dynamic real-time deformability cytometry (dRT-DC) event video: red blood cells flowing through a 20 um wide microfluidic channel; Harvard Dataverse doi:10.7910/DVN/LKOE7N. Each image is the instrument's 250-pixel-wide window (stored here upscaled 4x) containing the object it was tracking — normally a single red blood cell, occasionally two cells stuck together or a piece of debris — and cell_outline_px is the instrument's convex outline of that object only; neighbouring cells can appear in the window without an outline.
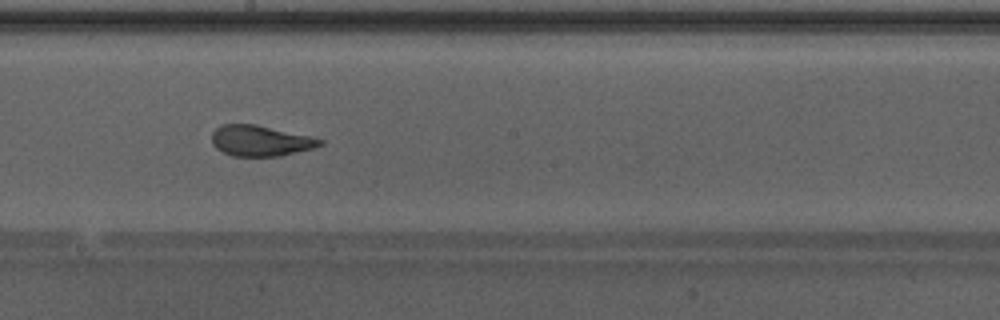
{"species": "Egyptian fruit bat (a non-hibernating species)", "species_latin": "Rousettus aegyptiacus", "temperature_condition": "warm", "stored_images_in_passage": 38, "camera_frame_rate_fps": 3000, "um_per_image_px": 0.085, "animal": {"sex": "male"}, "frame": {"image": 1, "passage_image": 17, "time_ms": 5.333, "image_size_px": [1000, 320], "cell_outline_px": [[324, 144], [312, 148], [280, 156], [232, 156], [216, 148], [212, 144], [212, 132], [216, 128], [224, 124], [256, 124], [308, 136], [324, 140]], "centroid_in_image_um": [22.11, 11.96], "position_along_channel_um": 226.1, "area_um2": 19.19}, "authors_computed_cell_mechanics": {"area_um2": 20.7502, "velocity_mm_per_s": 4.283, "shape_relaxation_time_tau1_ms": 4.3173, "shape_relaxation_time_tau2_ms": 0.7553, "deformation_change_tau1": 0.1643, "deformation_change_tau2": 0.0749}}